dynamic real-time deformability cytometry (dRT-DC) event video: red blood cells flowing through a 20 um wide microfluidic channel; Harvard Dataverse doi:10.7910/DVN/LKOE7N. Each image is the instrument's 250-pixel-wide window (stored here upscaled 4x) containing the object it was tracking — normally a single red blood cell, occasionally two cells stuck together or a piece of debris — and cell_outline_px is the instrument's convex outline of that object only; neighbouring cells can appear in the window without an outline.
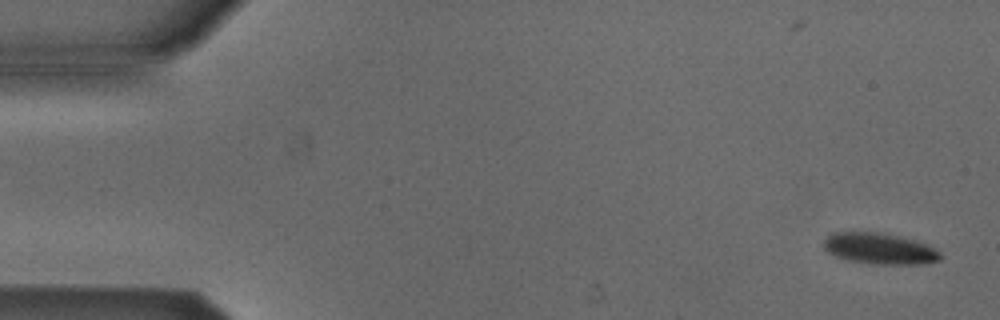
{"species": "Egyptian fruit bat (a non-hibernating species)", "species_latin": "Rousettus aegyptiacus", "temperature_condition": "cold", "stored_images_in_passage": 5, "segment_of_instrument_passage": [2, 2], "camera_frame_rate_fps": 3000, "um_per_image_px": 0.085, "animal": {"sex": "male"}, "frame": {"image": 1, "passage_image": 5, "time_ms": 1.333, "image_size_px": [1000, 320], "cell_outline_px": [[944, 256], [940, 260], [924, 264], [876, 264], [848, 260], [836, 256], [828, 252], [824, 248], [824, 240], [832, 232], [880, 232], [912, 240], [924, 244], [940, 252]], "centroid_in_image_um": [74.76, 21.14], "position_along_channel_um": 10.2, "area_um2": 20.92}}